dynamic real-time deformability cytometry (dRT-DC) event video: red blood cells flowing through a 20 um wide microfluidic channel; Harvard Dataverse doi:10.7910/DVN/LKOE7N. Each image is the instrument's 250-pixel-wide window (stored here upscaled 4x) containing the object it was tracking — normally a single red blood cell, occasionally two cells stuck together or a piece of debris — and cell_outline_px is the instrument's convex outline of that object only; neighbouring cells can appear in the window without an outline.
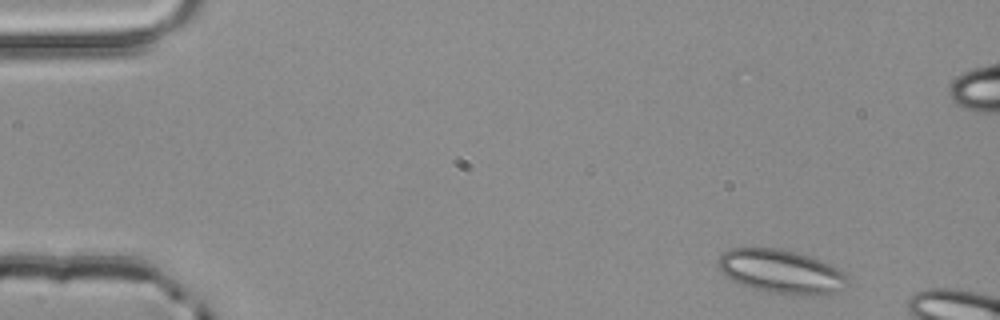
{"species": "common noctule bat (a hibernating species)", "species_latin": "Nyctalus noctula", "temperature_condition": "room temperature", "stored_images_in_passage": 4, "camera_frame_rate_fps": 3000, "um_per_image_px": 0.085, "animal": {"sex": "male", "body_mass_g": 20.4}, "frame": {"image": 1, "passage_image": 1, "time_ms": 0.0, "image_size_px": [1000, 320], "cell_outline_px": [[848, 284], [840, 292], [832, 296], [812, 296], [772, 292], [740, 284], [732, 280], [716, 264], [720, 256], [724, 252], [732, 248], [780, 248], [812, 256], [832, 264], [844, 272], [848, 276]], "centroid_in_image_um": [66.52, 23.09], "position_along_channel_um": 18.5, "area_um2": 33.41}}